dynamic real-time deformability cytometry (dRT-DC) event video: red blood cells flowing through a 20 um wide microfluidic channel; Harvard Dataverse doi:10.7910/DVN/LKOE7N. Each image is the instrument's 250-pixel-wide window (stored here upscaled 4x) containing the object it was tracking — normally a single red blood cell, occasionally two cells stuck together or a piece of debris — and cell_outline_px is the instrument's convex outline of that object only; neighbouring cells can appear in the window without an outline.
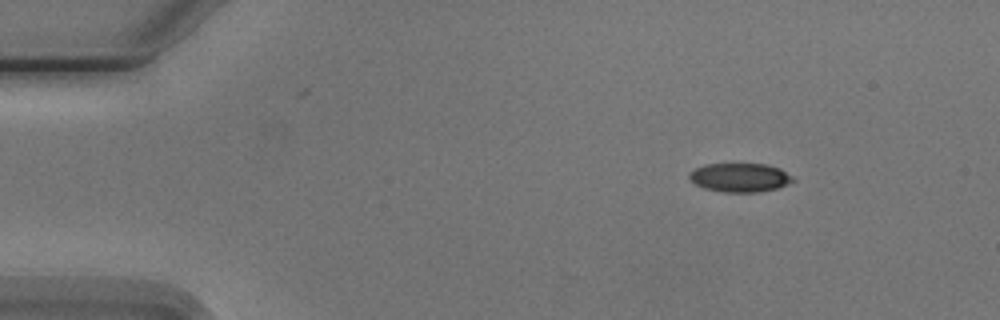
{"species": "Egyptian fruit bat (a non-hibernating species)", "species_latin": "Rousettus aegyptiacus", "temperature_condition": "cold", "stored_images_in_passage": 4, "segment_of_instrument_passage": [1, 2], "camera_frame_rate_fps": 3000, "um_per_image_px": 0.085, "animal": {"sex": "male"}, "frame": {"image": 1, "passage_image": 1, "time_ms": 0.0, "image_size_px": [1000, 320], "cell_outline_px": [[796, 180], [776, 188], [760, 192], [724, 192], [704, 188], [696, 184], [688, 176], [688, 172], [704, 164], [768, 164], [780, 168], [792, 176]], "centroid_in_image_um": [62.89, 15.08], "position_along_channel_um": 22.1, "area_um2": 17.4}}